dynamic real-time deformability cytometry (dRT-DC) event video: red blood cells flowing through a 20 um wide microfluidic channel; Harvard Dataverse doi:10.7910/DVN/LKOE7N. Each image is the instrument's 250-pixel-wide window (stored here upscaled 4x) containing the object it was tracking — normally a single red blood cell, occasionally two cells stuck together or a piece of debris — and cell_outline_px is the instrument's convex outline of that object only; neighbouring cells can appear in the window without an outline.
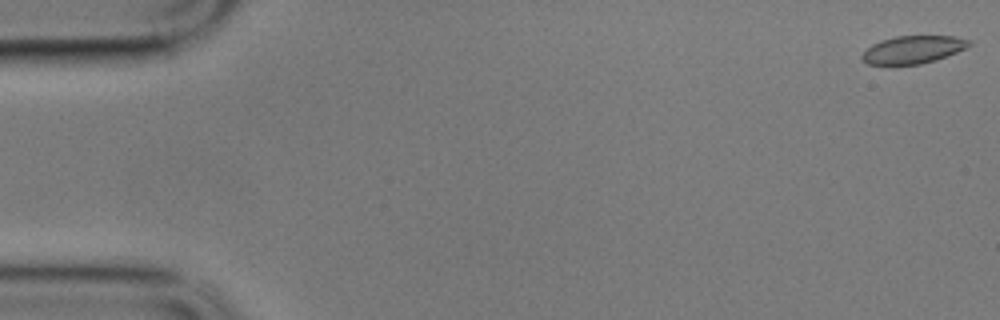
{"species": "common noctule bat (a hibernating species)", "species_latin": "Nyctalus noctula", "temperature_condition": "cold", "stored_images_in_passage": 52, "camera_frame_rate_fps": 3000, "um_per_image_px": 0.085, "animal": {"sex": "male", "body_mass_g": 17.9}, "frame": {"image": 1, "passage_image": 1, "time_ms": 0.0, "image_size_px": [1000, 320], "cell_outline_px": [[972, 44], [956, 52], [936, 60], [920, 64], [868, 64], [860, 56], [872, 44], [880, 40], [896, 36], [956, 36], [972, 40]], "centroid_in_image_um": [77.63, 4.2], "position_along_channel_um": 7.4, "area_um2": 17.17}}
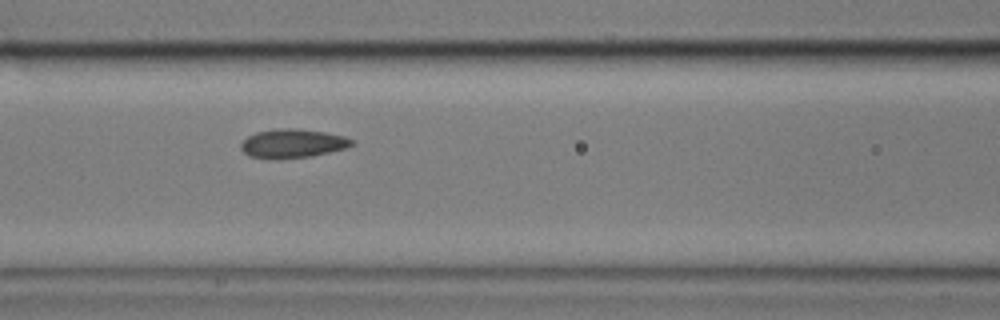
{"frame": {"image": 2, "passage_image": 25, "time_ms": 8.0, "image_size_px": [1000, 320], "cell_outline_px": [[356, 144], [348, 148], [312, 156], [280, 160], [272, 160], [252, 156], [244, 152], [240, 148], [240, 144], [248, 136], [256, 132], [276, 128], [296, 128], [324, 132], [344, 136], [352, 140]], "centroid_in_image_um": [24.88, 12.21], "position_along_channel_um": 141.7, "area_um2": 18.96}}
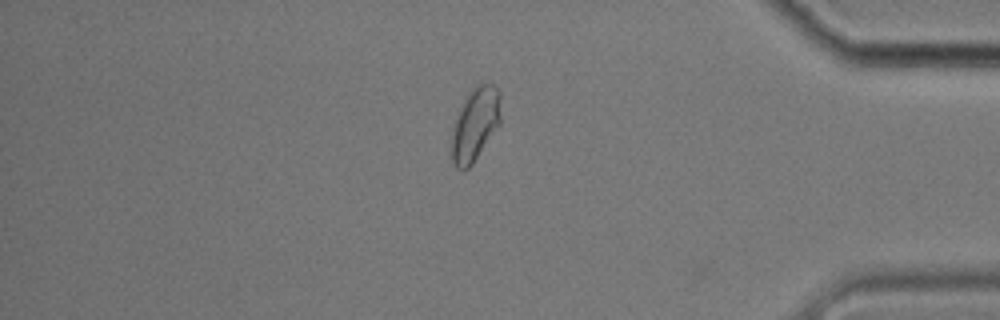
{"frame": {"image": 3, "passage_image": 50, "time_ms": 16.333, "image_size_px": [1000, 320], "cell_outline_px": [[500, 124], [472, 164], [464, 172], [456, 168], [452, 160], [448, 144], [452, 128], [460, 108], [468, 92], [476, 84], [492, 84], [500, 92]], "centroid_in_image_um": [40.34, 10.61], "position_along_channel_um": 394.9, "area_um2": 21.39}, "authors_computed_cell_mechanics": {"area_um2": 18.5249, "velocity_mm_per_s": 3.3996, "shape_relaxation_time_tau1_ms": 6.8862, "shape_relaxation_time_tau2_ms": 1.8544, "deformation_change_tau1": 0.0987, "deformation_change_tau2": 0.0585}}